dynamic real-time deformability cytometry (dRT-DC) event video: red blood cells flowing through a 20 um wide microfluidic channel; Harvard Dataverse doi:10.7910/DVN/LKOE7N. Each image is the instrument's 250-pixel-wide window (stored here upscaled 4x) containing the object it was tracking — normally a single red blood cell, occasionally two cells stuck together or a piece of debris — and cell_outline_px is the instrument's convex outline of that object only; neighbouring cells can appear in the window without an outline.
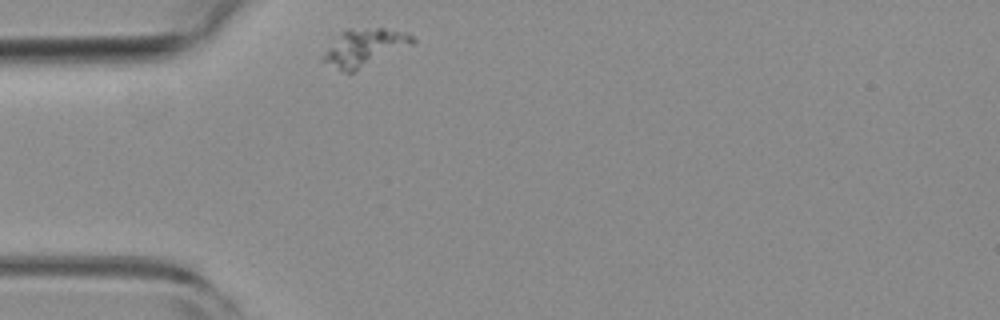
{"species": "common noctule bat (a hibernating species)", "species_latin": "Nyctalus noctula", "temperature_condition": "room temperature", "stored_images_in_passage": 36, "camera_frame_rate_fps": 3000, "um_per_image_px": 0.085, "animal": {"sex": "female", "body_mass_g": 19.3, "forearm_length_mm": 54.1}, "frame": {"image": 1, "passage_image": 1, "time_ms": 0.0, "image_size_px": [1000, 320], "cell_outline_px": [[416, 44], [352, 72], [344, 72], [320, 60], [320, 56], [340, 32], [376, 28], [384, 28], [408, 32], [416, 40]], "centroid_in_image_um": [31.01, 4.05], "position_along_channel_um": 54.0, "area_um2": 19.36}}
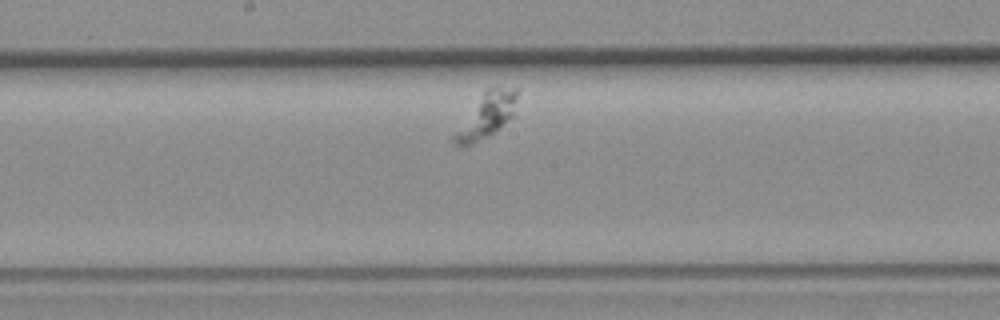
{"frame": {"image": 2, "passage_image": 16, "time_ms": 5.0, "image_size_px": [1000, 320], "cell_outline_px": [[520, 88], [516, 116], [500, 128], [488, 136], [464, 148], [456, 144], [452, 140], [452, 136], [484, 88]], "centroid_in_image_um": [41.42, 9.8], "position_along_channel_um": 206.8, "area_um2": 16.88}}
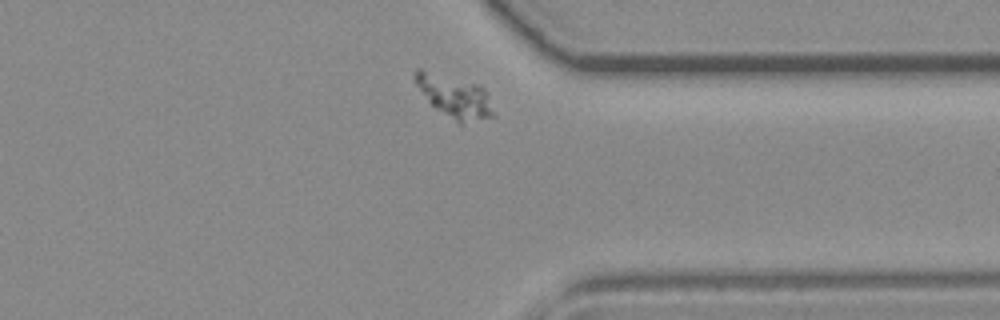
{"frame": {"image": 3, "passage_image": 31, "time_ms": 10.0, "image_size_px": [1000, 320], "cell_outline_px": [[492, 116], [460, 124], [436, 108], [428, 100], [416, 84], [416, 68], [420, 68], [480, 84], [484, 88], [492, 112]], "centroid_in_image_um": [38.61, 8.17], "position_along_channel_um": 372.8, "area_um2": 18.67}}